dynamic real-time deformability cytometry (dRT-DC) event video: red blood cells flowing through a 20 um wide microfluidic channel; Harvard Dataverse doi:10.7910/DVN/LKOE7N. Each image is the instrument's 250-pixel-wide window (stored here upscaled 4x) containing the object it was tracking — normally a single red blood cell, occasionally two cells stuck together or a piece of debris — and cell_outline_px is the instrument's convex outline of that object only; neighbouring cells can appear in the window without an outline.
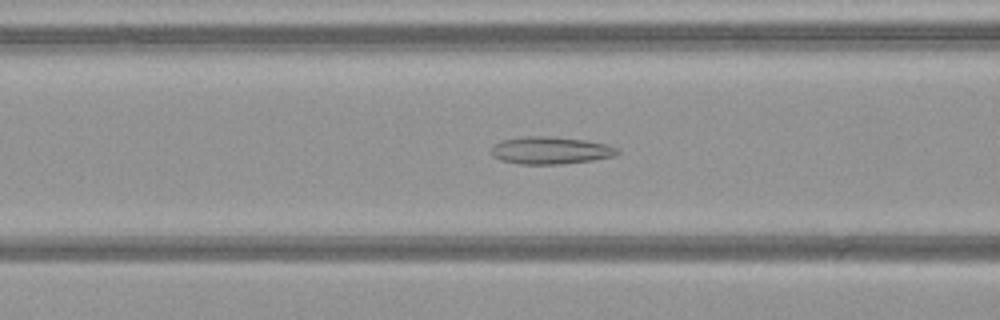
{"species": "common noctule bat (a hibernating species)", "species_latin": "Nyctalus noctula", "temperature_condition": "warm", "stored_images_in_passage": 42, "camera_frame_rate_fps": 3000, "um_per_image_px": 0.085, "animal": {"sex": "female", "body_mass_g": 21.9}, "frame": {"image": 1, "passage_image": 13, "time_ms": 4.0, "image_size_px": [1000, 320], "cell_outline_px": [[620, 152], [616, 156], [592, 160], [564, 164], [520, 164], [500, 160], [492, 156], [492, 148], [500, 140], [524, 136], [544, 136], [584, 140], [604, 144], [616, 148]], "centroid_in_image_um": [46.77, 12.79], "position_along_channel_um": 119.8, "area_um2": 20.0}}
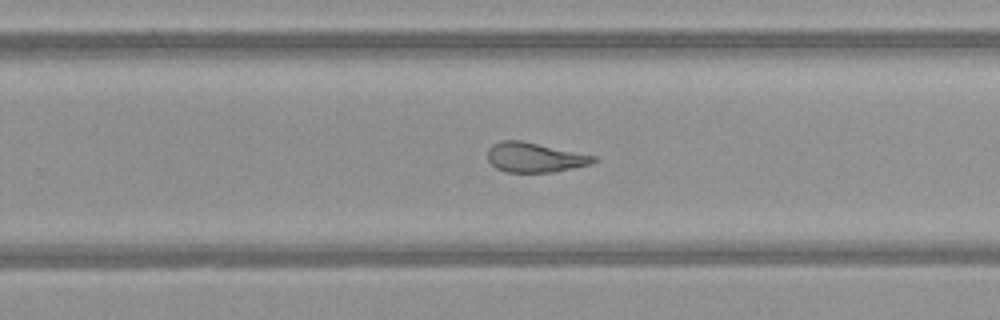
{"frame": {"image": 2, "passage_image": 25, "time_ms": 8.0, "image_size_px": [1000, 320], "cell_outline_px": [[596, 160], [592, 164], [552, 172], [508, 172], [496, 168], [488, 160], [488, 148], [492, 144], [500, 140], [520, 140], [596, 156]], "centroid_in_image_um": [45.43, 13.37], "position_along_channel_um": 284.4, "area_um2": 18.21}}
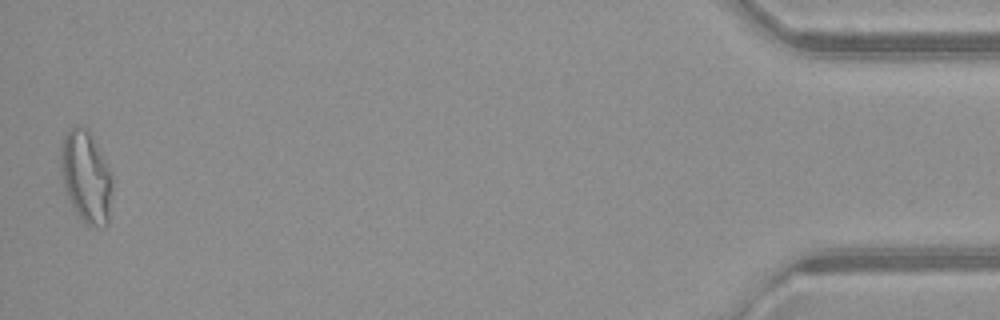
{"frame": {"image": 3, "passage_image": 42, "time_ms": 13.667, "image_size_px": [1000, 320], "cell_outline_px": [[112, 188], [108, 224], [104, 228], [96, 228], [84, 224], [76, 212], [64, 188], [60, 168], [60, 148], [64, 136], [72, 128], [88, 128], [112, 176]], "centroid_in_image_um": [7.32, 15.09], "position_along_channel_um": 427.9, "area_um2": 27.46}, "authors_computed_cell_mechanics": {"area_um2": 20.6057, "velocity_mm_per_s": 4.1188, "shape_relaxation_time_tau1_ms": null, "shape_relaxation_time_tau2_ms": 2.4092, "deformation_change_tau1": null, "deformation_change_tau2": 0.1136}}